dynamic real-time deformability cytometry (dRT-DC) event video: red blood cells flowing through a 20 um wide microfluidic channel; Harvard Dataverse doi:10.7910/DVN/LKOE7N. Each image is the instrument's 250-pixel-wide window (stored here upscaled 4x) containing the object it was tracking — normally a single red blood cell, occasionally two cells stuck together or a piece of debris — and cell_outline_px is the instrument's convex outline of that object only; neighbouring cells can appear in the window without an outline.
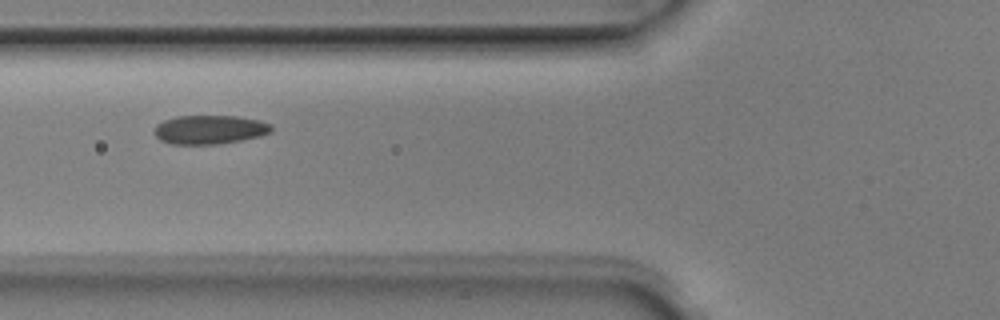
{"species": "Egyptian fruit bat (a non-hibernating species)", "species_latin": "Rousettus aegyptiacus", "temperature_condition": "room temperature", "stored_images_in_passage": 7, "camera_frame_rate_fps": 3000, "um_per_image_px": 0.085, "animal": {"sex": "male"}, "frame": {"image": 1, "passage_image": 4, "time_ms": 1.0, "image_size_px": [1000, 320], "cell_outline_px": [[272, 132], [260, 136], [240, 140], [216, 144], [172, 144], [160, 140], [152, 132], [156, 124], [164, 120], [176, 116], [236, 116], [260, 120], [272, 124]], "centroid_in_image_um": [17.81, 11.01], "position_along_channel_um": 108.0, "area_um2": 19.83}}
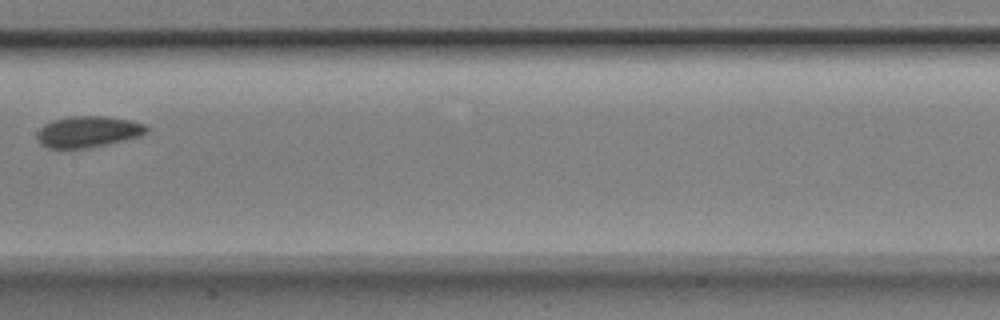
{"frame": {"image": 2, "passage_image": 6, "time_ms": 1.667, "image_size_px": [1000, 320], "cell_outline_px": [[148, 132], [140, 136], [108, 144], [88, 148], [48, 148], [40, 144], [36, 140], [36, 132], [44, 124], [52, 120], [68, 116], [108, 116], [132, 120], [144, 124], [148, 128]], "centroid_in_image_um": [7.46, 11.19], "position_along_channel_um": 199.9, "area_um2": 20.23}}
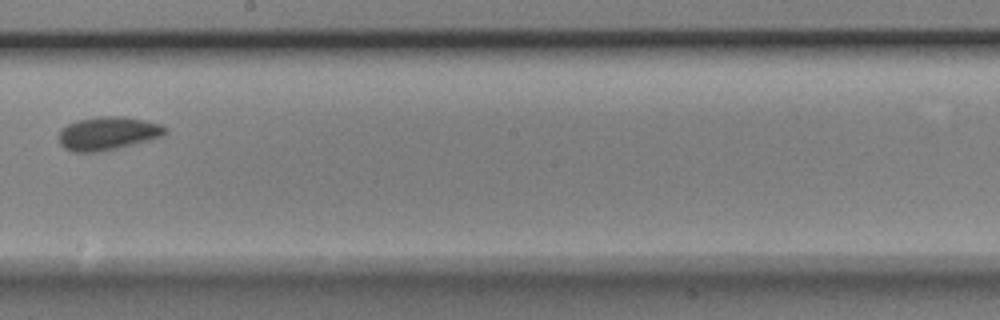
{"frame": {"image": 3, "passage_image": 7, "time_ms": 2.0, "image_size_px": [1000, 320], "cell_outline_px": [[168, 132], [164, 136], [100, 152], [72, 152], [64, 148], [60, 144], [60, 128], [76, 120], [100, 116], [124, 116], [144, 120], [160, 124], [168, 128]], "centroid_in_image_um": [9.17, 11.33], "position_along_channel_um": 239.0, "area_um2": 20.75}}